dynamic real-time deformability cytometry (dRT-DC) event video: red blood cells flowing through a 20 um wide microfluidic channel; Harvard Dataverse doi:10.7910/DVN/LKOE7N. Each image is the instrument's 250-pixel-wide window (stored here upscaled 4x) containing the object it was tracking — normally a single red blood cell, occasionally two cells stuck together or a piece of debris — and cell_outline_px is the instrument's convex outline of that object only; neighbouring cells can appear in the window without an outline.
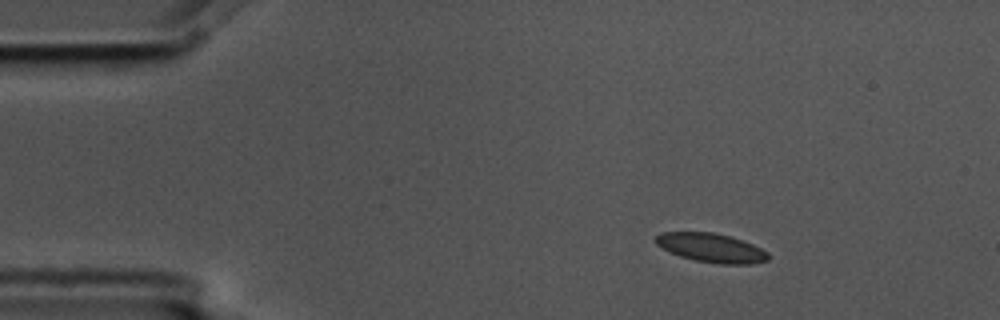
{"species": "common noctule bat (a hibernating species)", "species_latin": "Nyctalus noctula", "temperature_condition": "cold", "stored_images_in_passage": 4, "camera_frame_rate_fps": 3000, "um_per_image_px": 0.085, "animal": {"sex": "male", "body_mass_g": 17.5, "forearm_length_mm": 52.3}, "frame": {"image": 1, "passage_image": 1, "time_ms": 0.0, "image_size_px": [1000, 320], "cell_outline_px": [[768, 260], [752, 264], [720, 264], [696, 260], [680, 256], [656, 244], [656, 236], [660, 232], [712, 232], [728, 236], [752, 244], [768, 252]], "centroid_in_image_um": [60.47, 21.06], "position_along_channel_um": 24.5, "area_um2": 18.67}}
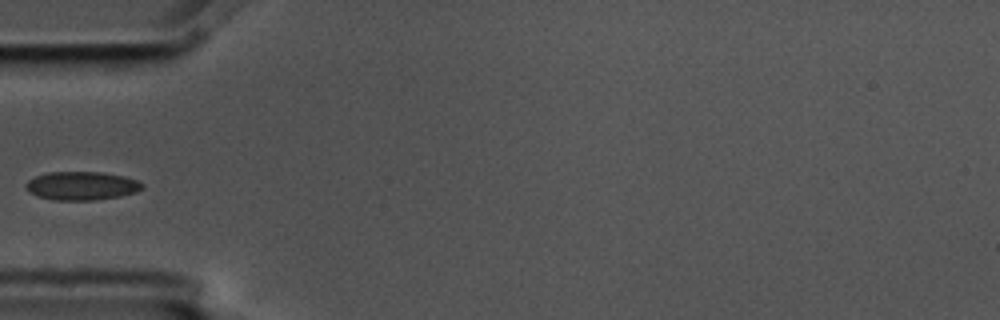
{"frame": {"image": 2, "passage_image": 4, "time_ms": 1.0, "image_size_px": [1000, 320], "cell_outline_px": [[144, 188], [136, 192], [120, 196], [92, 200], [52, 200], [28, 192], [28, 180], [36, 176], [48, 172], [104, 172], [124, 176], [136, 180], [144, 184]], "centroid_in_image_um": [6.99, 15.79], "position_along_channel_um": 78.0, "area_um2": 19.19}}